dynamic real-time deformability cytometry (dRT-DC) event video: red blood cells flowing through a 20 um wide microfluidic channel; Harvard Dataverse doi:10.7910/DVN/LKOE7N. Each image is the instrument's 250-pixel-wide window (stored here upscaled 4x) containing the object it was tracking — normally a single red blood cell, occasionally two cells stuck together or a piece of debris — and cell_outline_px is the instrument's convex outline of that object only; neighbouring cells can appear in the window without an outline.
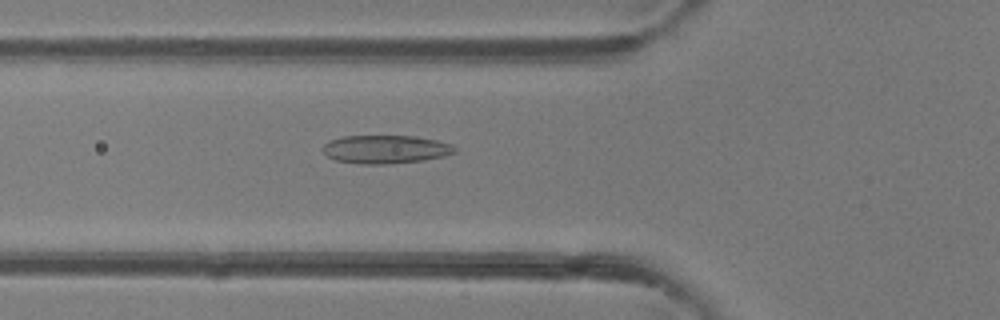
{"species": "common noctule bat (a hibernating species)", "species_latin": "Nyctalus noctula", "temperature_condition": "room temperature", "stored_images_in_passage": 43, "camera_frame_rate_fps": 3000, "um_per_image_px": 0.085, "animal": {"sex": "female"}, "frame": {"image": 1, "passage_image": 15, "time_ms": 4.667, "image_size_px": [1000, 320], "cell_outline_px": [[456, 152], [444, 156], [424, 160], [388, 164], [360, 164], [336, 160], [328, 156], [320, 148], [328, 140], [344, 136], [416, 136], [436, 140], [452, 144], [456, 148]], "centroid_in_image_um": [32.76, 12.69], "position_along_channel_um": 93.0, "area_um2": 21.91}}
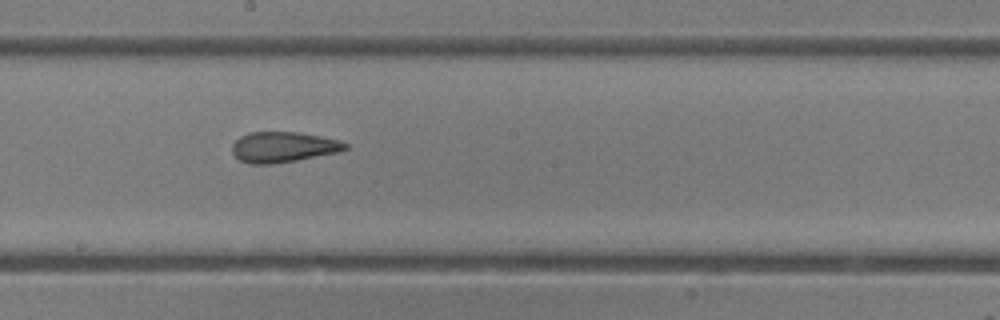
{"frame": {"image": 2, "passage_image": 24, "time_ms": 7.667, "image_size_px": [1000, 320], "cell_outline_px": [[348, 148], [340, 152], [296, 160], [272, 164], [248, 164], [240, 160], [232, 152], [232, 144], [240, 136], [248, 132], [296, 132], [320, 136], [340, 140], [348, 144]], "centroid_in_image_um": [24.07, 12.5], "position_along_channel_um": 224.1, "area_um2": 20.17}}
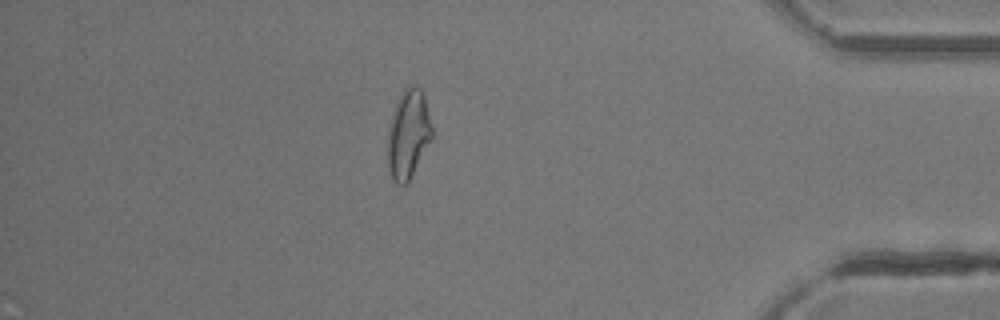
{"frame": {"image": 3, "passage_image": 39, "time_ms": 12.667, "image_size_px": [1000, 320], "cell_outline_px": [[432, 140], [408, 184], [396, 184], [388, 172], [388, 124], [396, 100], [404, 88], [408, 84], [420, 88], [424, 96], [432, 128]], "centroid_in_image_um": [34.69, 11.42], "position_along_channel_um": 400.5, "area_um2": 23.35}}